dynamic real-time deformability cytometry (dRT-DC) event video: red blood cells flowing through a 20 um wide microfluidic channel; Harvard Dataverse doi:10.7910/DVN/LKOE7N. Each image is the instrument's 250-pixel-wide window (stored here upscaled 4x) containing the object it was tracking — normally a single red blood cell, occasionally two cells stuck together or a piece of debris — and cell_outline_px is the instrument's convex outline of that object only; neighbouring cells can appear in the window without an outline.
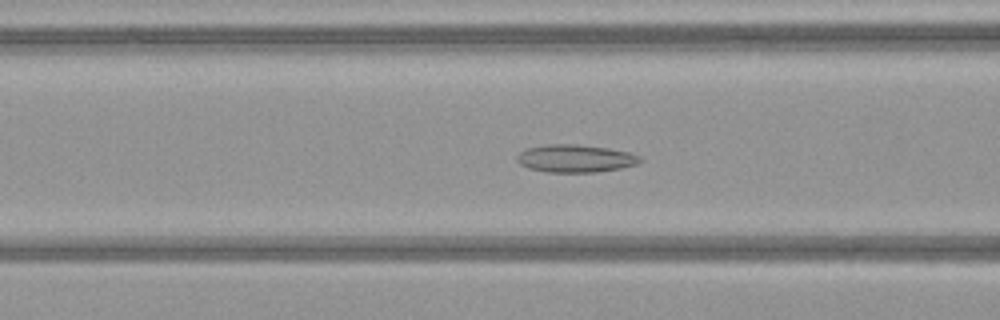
{"species": "common noctule bat (a hibernating species)", "species_latin": "Nyctalus noctula", "temperature_condition": "warm", "stored_images_in_passage": 52, "camera_frame_rate_fps": 3000, "um_per_image_px": 0.085, "animal": {"sex": "female", "body_mass_g": 21.9}, "frame": {"image": 1, "passage_image": 21, "time_ms": 6.667, "image_size_px": [1000, 320], "cell_outline_px": [[644, 160], [636, 164], [620, 168], [596, 172], [548, 172], [528, 168], [520, 164], [516, 160], [516, 156], [520, 152], [528, 148], [548, 144], [576, 144], [608, 148], [628, 152], [640, 156]], "centroid_in_image_um": [48.9, 13.47], "position_along_channel_um": 117.7, "area_um2": 19.83}}
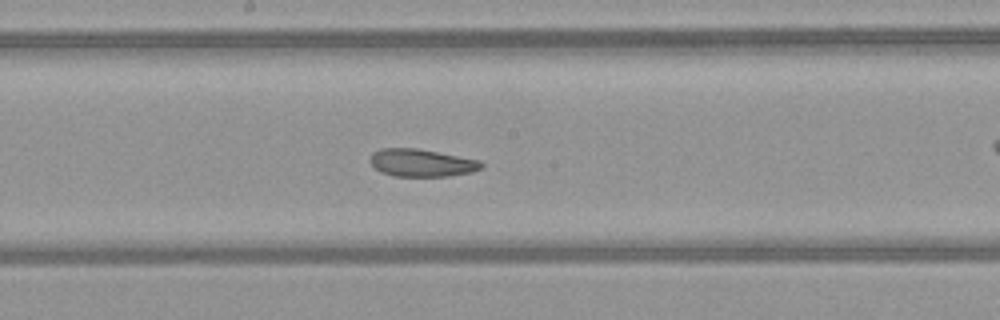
{"frame": {"image": 2, "passage_image": 28, "time_ms": 9.0, "image_size_px": [1000, 320], "cell_outline_px": [[484, 164], [480, 168], [472, 172], [448, 176], [392, 176], [380, 172], [368, 160], [372, 152], [380, 148], [416, 148], [480, 160]], "centroid_in_image_um": [35.79, 13.84], "position_along_channel_um": 212.4, "area_um2": 17.92}}
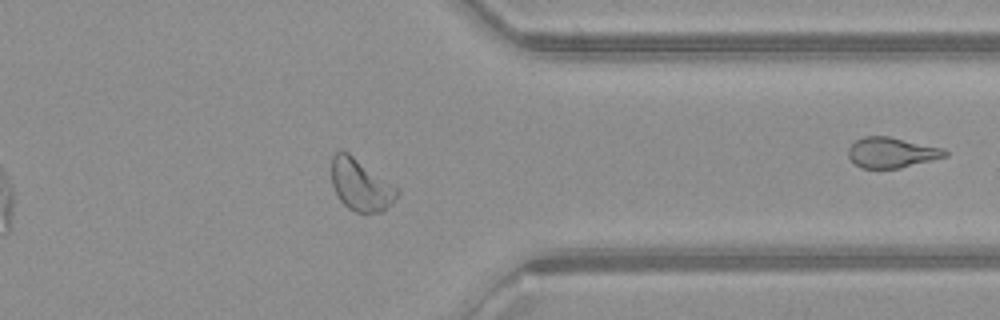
{"frame": {"image": 3, "passage_image": 41, "time_ms": 13.333, "image_size_px": [1000, 320], "cell_outline_px": [[400, 192], [392, 204], [380, 212], [356, 212], [348, 208], [340, 200], [332, 184], [332, 156], [340, 148], [348, 152], [400, 188]], "centroid_in_image_um": [30.68, 15.69], "position_along_channel_um": 380.7, "area_um2": 19.94}, "authors_computed_cell_mechanics": {"area_um2": 21.097, "velocity_mm_per_s": 4.0462, "shape_relaxation_time_tau1_ms": null, "shape_relaxation_time_tau2_ms": 3.4586, "deformation_change_tau1": null, "deformation_change_tau2": 0.0957}}